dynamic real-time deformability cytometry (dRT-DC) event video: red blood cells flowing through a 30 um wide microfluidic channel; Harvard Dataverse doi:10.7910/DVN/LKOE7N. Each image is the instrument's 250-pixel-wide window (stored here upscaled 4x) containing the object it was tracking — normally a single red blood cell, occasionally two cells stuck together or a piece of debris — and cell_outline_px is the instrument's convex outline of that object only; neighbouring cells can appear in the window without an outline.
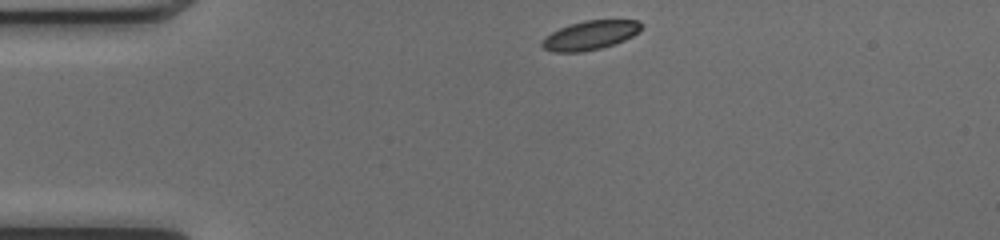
{"species": "common noctule bat (a hibernating species)", "species_latin": "Nyctalus noctula", "temperature_condition": "cold", "stored_images_in_passage": 41, "camera_frame_rate_fps": 3000, "um_per_image_px": 0.085, "animal": {"sex": "female", "body_mass_g": 17.0, "forearm_length_mm": 48.0}, "frame": {"image": 1, "passage_image": 1, "time_ms": 0.0, "image_size_px": [1000, 240], "cell_outline_px": [[644, 24], [640, 32], [616, 44], [600, 48], [580, 52], [552, 52], [544, 48], [540, 44], [540, 40], [544, 36], [560, 28], [584, 20], [636, 20]], "centroid_in_image_um": [50.17, 3.0], "position_along_channel_um": 34.8, "area_um2": 16.94}}
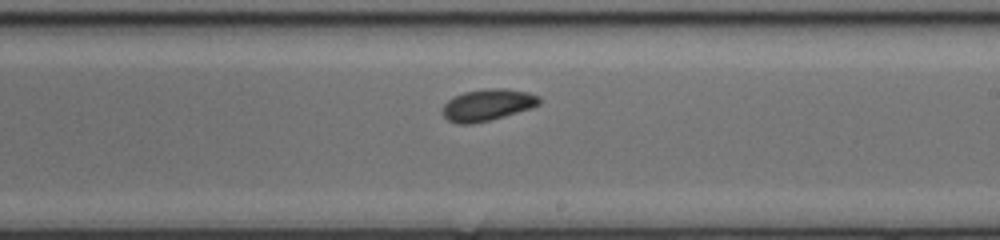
{"frame": {"image": 2, "passage_image": 20, "time_ms": 6.333, "image_size_px": [1000, 240], "cell_outline_px": [[540, 104], [532, 108], [504, 116], [472, 124], [456, 124], [448, 120], [444, 116], [444, 104], [448, 100], [464, 92], [484, 88], [504, 88], [528, 92], [540, 96]], "centroid_in_image_um": [41.47, 8.91], "position_along_channel_um": 247.5, "area_um2": 17.8}}
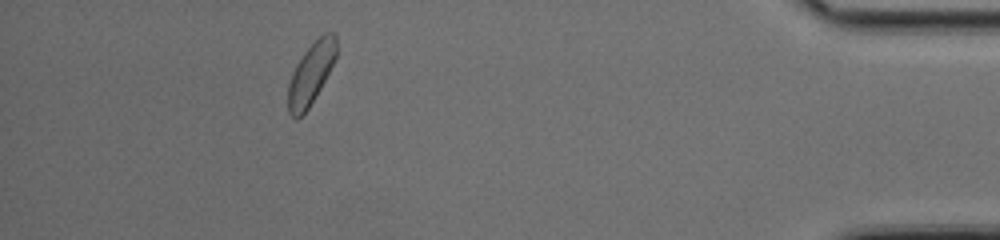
{"frame": {"image": 3, "passage_image": 36, "time_ms": 11.667, "image_size_px": [1000, 240], "cell_outline_px": [[336, 56], [320, 88], [308, 108], [296, 120], [288, 112], [288, 84], [292, 72], [296, 64], [304, 52], [324, 32], [336, 32]], "centroid_in_image_um": [26.41, 6.24], "position_along_channel_um": 408.8, "area_um2": 16.99}, "authors_computed_cell_mechanics": {"area_um2": 17.5712, "velocity_mm_per_s": 4.0808, "shape_relaxation_time_tau1_ms": 1.3964, "shape_relaxation_time_tau2_ms": 5.3379, "deformation_change_tau1": 0.0437, "deformation_change_tau2": 0.088}}